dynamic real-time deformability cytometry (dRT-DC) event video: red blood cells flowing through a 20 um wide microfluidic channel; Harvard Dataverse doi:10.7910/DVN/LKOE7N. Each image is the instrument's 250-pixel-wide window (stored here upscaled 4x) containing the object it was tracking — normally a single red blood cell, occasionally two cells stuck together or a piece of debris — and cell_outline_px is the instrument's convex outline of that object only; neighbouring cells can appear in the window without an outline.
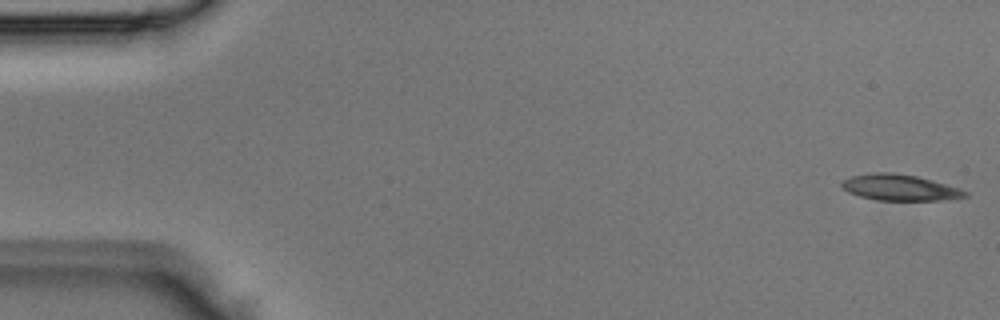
{"species": "Egyptian fruit bat (a non-hibernating species)", "species_latin": "Rousettus aegyptiacus", "temperature_condition": "room temperature", "stored_images_in_passage": 5, "camera_frame_rate_fps": 3000, "um_per_image_px": 0.085, "animal": {"sex": "male"}, "frame": {"image": 1, "passage_image": 1, "time_ms": 0.0, "image_size_px": [1000, 320], "cell_outline_px": [[968, 196], [940, 200], [876, 200], [860, 196], [848, 192], [840, 184], [840, 180], [852, 176], [872, 172], [892, 172], [916, 176], [932, 180], [960, 188], [968, 192]], "centroid_in_image_um": [76.45, 15.93], "position_along_channel_um": 8.5, "area_um2": 18.73}}
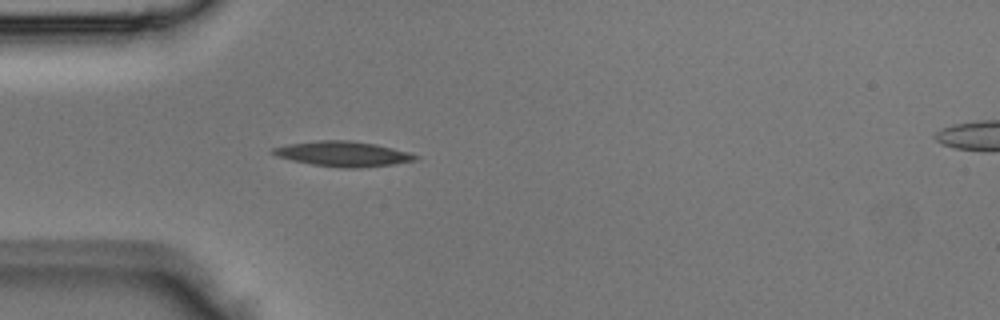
{"frame": {"image": 2, "passage_image": 4, "time_ms": 1.0, "image_size_px": [1000, 320], "cell_outline_px": [[420, 156], [416, 160], [392, 164], [360, 168], [344, 168], [312, 164], [292, 160], [280, 156], [272, 152], [272, 148], [288, 144], [320, 140], [348, 140], [376, 144], [408, 152]], "centroid_in_image_um": [29.19, 13.08], "position_along_channel_um": 55.8, "area_um2": 20.52}}